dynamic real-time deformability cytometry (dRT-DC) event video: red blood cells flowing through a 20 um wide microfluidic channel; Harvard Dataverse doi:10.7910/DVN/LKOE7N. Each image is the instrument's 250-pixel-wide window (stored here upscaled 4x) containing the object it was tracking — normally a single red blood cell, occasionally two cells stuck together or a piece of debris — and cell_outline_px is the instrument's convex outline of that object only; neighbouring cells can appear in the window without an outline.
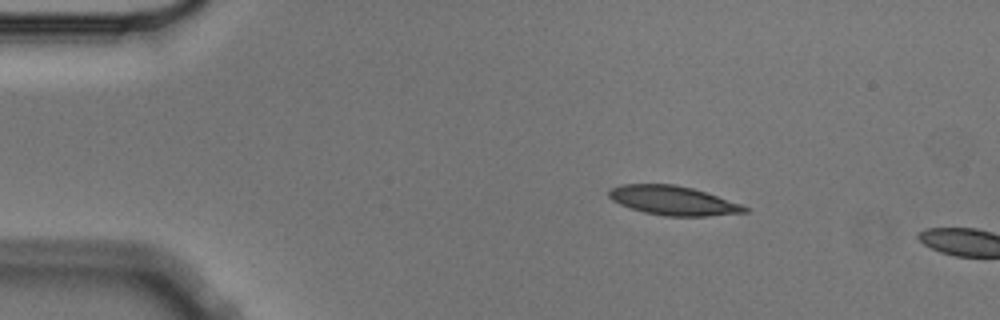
{"species": "Egyptian fruit bat (a non-hibernating species)", "species_latin": "Rousettus aegyptiacus", "temperature_condition": "cold", "stored_images_in_passage": 4, "camera_frame_rate_fps": 3000, "um_per_image_px": 0.085, "animal": {"sex": "male"}, "frame": {"image": 1, "passage_image": 3, "time_ms": 0.667, "image_size_px": [1000, 320], "cell_outline_px": [[748, 212], [708, 216], [664, 216], [644, 212], [620, 204], [612, 200], [608, 196], [608, 188], [620, 184], [676, 184], [692, 188], [740, 204], [748, 208]], "centroid_in_image_um": [57.16, 17.04], "position_along_channel_um": 27.8, "area_um2": 22.95}}